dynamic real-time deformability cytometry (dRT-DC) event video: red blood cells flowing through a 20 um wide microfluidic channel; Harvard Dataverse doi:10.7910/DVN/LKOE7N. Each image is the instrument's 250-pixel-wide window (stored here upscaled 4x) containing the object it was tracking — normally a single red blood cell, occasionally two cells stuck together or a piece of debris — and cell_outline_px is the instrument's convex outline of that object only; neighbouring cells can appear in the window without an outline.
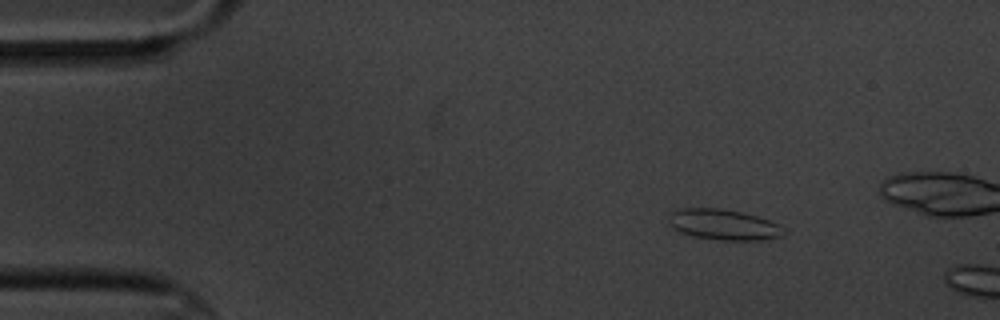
{"species": "common noctule bat (a hibernating species)", "species_latin": "Nyctalus noctula", "temperature_condition": "cold", "stored_images_in_passage": 4, "camera_frame_rate_fps": 3000, "um_per_image_px": 0.085, "animal": {"sex": "male", "body_mass_g": 20.1, "forearm_length_mm": 53.5}, "frame": {"image": 1, "passage_image": 1, "time_ms": 0.0, "image_size_px": [1000, 320], "cell_outline_px": [[784, 236], [760, 240], [720, 240], [696, 236], [672, 228], [668, 224], [668, 216], [672, 212], [684, 208], [720, 208], [740, 212], [756, 216], [768, 220], [784, 228]], "centroid_in_image_um": [61.5, 19.09], "position_along_channel_um": 23.5, "area_um2": 20.29}}